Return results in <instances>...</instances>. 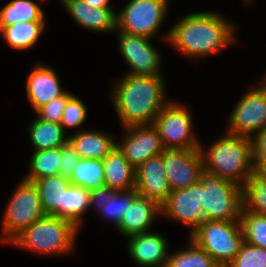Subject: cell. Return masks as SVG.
<instances>
[{
  "label": "cell",
  "instance_id": "6da1fadb",
  "mask_svg": "<svg viewBox=\"0 0 266 267\" xmlns=\"http://www.w3.org/2000/svg\"><path fill=\"white\" fill-rule=\"evenodd\" d=\"M236 26L218 12L198 11L182 16L161 39L185 57L201 59L238 43Z\"/></svg>",
  "mask_w": 266,
  "mask_h": 267
},
{
  "label": "cell",
  "instance_id": "7a4b0ae2",
  "mask_svg": "<svg viewBox=\"0 0 266 267\" xmlns=\"http://www.w3.org/2000/svg\"><path fill=\"white\" fill-rule=\"evenodd\" d=\"M110 99L122 128L133 125H153L167 99L164 77L125 74L113 79ZM167 99V100H166Z\"/></svg>",
  "mask_w": 266,
  "mask_h": 267
},
{
  "label": "cell",
  "instance_id": "3957f363",
  "mask_svg": "<svg viewBox=\"0 0 266 267\" xmlns=\"http://www.w3.org/2000/svg\"><path fill=\"white\" fill-rule=\"evenodd\" d=\"M204 170L244 187L255 171L251 137L227 133L212 145L201 143Z\"/></svg>",
  "mask_w": 266,
  "mask_h": 267
},
{
  "label": "cell",
  "instance_id": "277c9868",
  "mask_svg": "<svg viewBox=\"0 0 266 267\" xmlns=\"http://www.w3.org/2000/svg\"><path fill=\"white\" fill-rule=\"evenodd\" d=\"M79 230L70 221L45 215L33 222L10 244L44 256L68 254L74 249Z\"/></svg>",
  "mask_w": 266,
  "mask_h": 267
},
{
  "label": "cell",
  "instance_id": "5b68a950",
  "mask_svg": "<svg viewBox=\"0 0 266 267\" xmlns=\"http://www.w3.org/2000/svg\"><path fill=\"white\" fill-rule=\"evenodd\" d=\"M202 212L205 220L240 221L244 207L243 188L203 170Z\"/></svg>",
  "mask_w": 266,
  "mask_h": 267
},
{
  "label": "cell",
  "instance_id": "8992f818",
  "mask_svg": "<svg viewBox=\"0 0 266 267\" xmlns=\"http://www.w3.org/2000/svg\"><path fill=\"white\" fill-rule=\"evenodd\" d=\"M189 237L220 267H227L233 261L244 242L240 221L205 220Z\"/></svg>",
  "mask_w": 266,
  "mask_h": 267
},
{
  "label": "cell",
  "instance_id": "52a82bcc",
  "mask_svg": "<svg viewBox=\"0 0 266 267\" xmlns=\"http://www.w3.org/2000/svg\"><path fill=\"white\" fill-rule=\"evenodd\" d=\"M45 215L36 185L22 179L5 208L0 243L9 245L33 222Z\"/></svg>",
  "mask_w": 266,
  "mask_h": 267
},
{
  "label": "cell",
  "instance_id": "ba28073f",
  "mask_svg": "<svg viewBox=\"0 0 266 267\" xmlns=\"http://www.w3.org/2000/svg\"><path fill=\"white\" fill-rule=\"evenodd\" d=\"M169 4L170 0H130L116 12V31L153 39L165 22Z\"/></svg>",
  "mask_w": 266,
  "mask_h": 267
},
{
  "label": "cell",
  "instance_id": "9c48e42d",
  "mask_svg": "<svg viewBox=\"0 0 266 267\" xmlns=\"http://www.w3.org/2000/svg\"><path fill=\"white\" fill-rule=\"evenodd\" d=\"M153 126L165 149H200L191 112L184 104L170 100L154 119Z\"/></svg>",
  "mask_w": 266,
  "mask_h": 267
},
{
  "label": "cell",
  "instance_id": "30bf717a",
  "mask_svg": "<svg viewBox=\"0 0 266 267\" xmlns=\"http://www.w3.org/2000/svg\"><path fill=\"white\" fill-rule=\"evenodd\" d=\"M237 102L229 115L227 133L252 138L266 128V85L260 82Z\"/></svg>",
  "mask_w": 266,
  "mask_h": 267
},
{
  "label": "cell",
  "instance_id": "8fae6325",
  "mask_svg": "<svg viewBox=\"0 0 266 267\" xmlns=\"http://www.w3.org/2000/svg\"><path fill=\"white\" fill-rule=\"evenodd\" d=\"M115 33L118 34V51L130 67L127 74L164 77L160 71L161 55L151 43L152 39L125 32Z\"/></svg>",
  "mask_w": 266,
  "mask_h": 267
},
{
  "label": "cell",
  "instance_id": "7c38bea8",
  "mask_svg": "<svg viewBox=\"0 0 266 267\" xmlns=\"http://www.w3.org/2000/svg\"><path fill=\"white\" fill-rule=\"evenodd\" d=\"M202 181L185 189L171 191L168 199L161 205V216L177 223H183L191 234L203 221Z\"/></svg>",
  "mask_w": 266,
  "mask_h": 267
},
{
  "label": "cell",
  "instance_id": "4fadbf2b",
  "mask_svg": "<svg viewBox=\"0 0 266 267\" xmlns=\"http://www.w3.org/2000/svg\"><path fill=\"white\" fill-rule=\"evenodd\" d=\"M121 142L116 147L136 169L150 157L162 154L165 150L157 129L153 125H133L122 129Z\"/></svg>",
  "mask_w": 266,
  "mask_h": 267
},
{
  "label": "cell",
  "instance_id": "5bb4252c",
  "mask_svg": "<svg viewBox=\"0 0 266 267\" xmlns=\"http://www.w3.org/2000/svg\"><path fill=\"white\" fill-rule=\"evenodd\" d=\"M163 163L171 191L197 183L204 170L200 149H165Z\"/></svg>",
  "mask_w": 266,
  "mask_h": 267
},
{
  "label": "cell",
  "instance_id": "9a60e30c",
  "mask_svg": "<svg viewBox=\"0 0 266 267\" xmlns=\"http://www.w3.org/2000/svg\"><path fill=\"white\" fill-rule=\"evenodd\" d=\"M135 173L137 193L155 200L161 206L171 193L163 163V153L147 159L135 169Z\"/></svg>",
  "mask_w": 266,
  "mask_h": 267
},
{
  "label": "cell",
  "instance_id": "2e32d148",
  "mask_svg": "<svg viewBox=\"0 0 266 267\" xmlns=\"http://www.w3.org/2000/svg\"><path fill=\"white\" fill-rule=\"evenodd\" d=\"M127 239L129 256L138 266L166 267L170 244L165 236L152 230Z\"/></svg>",
  "mask_w": 266,
  "mask_h": 267
},
{
  "label": "cell",
  "instance_id": "e0dca14e",
  "mask_svg": "<svg viewBox=\"0 0 266 267\" xmlns=\"http://www.w3.org/2000/svg\"><path fill=\"white\" fill-rule=\"evenodd\" d=\"M59 78L56 70L47 64L37 63L29 71L25 87L30 106L34 111L66 91L62 88Z\"/></svg>",
  "mask_w": 266,
  "mask_h": 267
},
{
  "label": "cell",
  "instance_id": "ac0fdd59",
  "mask_svg": "<svg viewBox=\"0 0 266 267\" xmlns=\"http://www.w3.org/2000/svg\"><path fill=\"white\" fill-rule=\"evenodd\" d=\"M74 22L95 33L116 32V11L113 8H97L83 0H61Z\"/></svg>",
  "mask_w": 266,
  "mask_h": 267
},
{
  "label": "cell",
  "instance_id": "d6986e66",
  "mask_svg": "<svg viewBox=\"0 0 266 267\" xmlns=\"http://www.w3.org/2000/svg\"><path fill=\"white\" fill-rule=\"evenodd\" d=\"M157 216H161V206L155 200L138 195L115 229L127 238L150 232Z\"/></svg>",
  "mask_w": 266,
  "mask_h": 267
},
{
  "label": "cell",
  "instance_id": "ffe728a7",
  "mask_svg": "<svg viewBox=\"0 0 266 267\" xmlns=\"http://www.w3.org/2000/svg\"><path fill=\"white\" fill-rule=\"evenodd\" d=\"M68 142L81 158L103 160L115 147L116 140L99 130H78L69 135Z\"/></svg>",
  "mask_w": 266,
  "mask_h": 267
},
{
  "label": "cell",
  "instance_id": "44dd1931",
  "mask_svg": "<svg viewBox=\"0 0 266 267\" xmlns=\"http://www.w3.org/2000/svg\"><path fill=\"white\" fill-rule=\"evenodd\" d=\"M102 162L105 185L117 191L135 189V168L128 162L117 147L105 156Z\"/></svg>",
  "mask_w": 266,
  "mask_h": 267
},
{
  "label": "cell",
  "instance_id": "7402d4cb",
  "mask_svg": "<svg viewBox=\"0 0 266 267\" xmlns=\"http://www.w3.org/2000/svg\"><path fill=\"white\" fill-rule=\"evenodd\" d=\"M34 184L44 213L63 219V191L71 184L69 178L57 174L40 178Z\"/></svg>",
  "mask_w": 266,
  "mask_h": 267
},
{
  "label": "cell",
  "instance_id": "603a6c76",
  "mask_svg": "<svg viewBox=\"0 0 266 267\" xmlns=\"http://www.w3.org/2000/svg\"><path fill=\"white\" fill-rule=\"evenodd\" d=\"M29 140L34 151L59 148L68 143L69 135L61 124L40 120L37 117L28 126Z\"/></svg>",
  "mask_w": 266,
  "mask_h": 267
},
{
  "label": "cell",
  "instance_id": "cb8c5ba5",
  "mask_svg": "<svg viewBox=\"0 0 266 267\" xmlns=\"http://www.w3.org/2000/svg\"><path fill=\"white\" fill-rule=\"evenodd\" d=\"M46 26V22H20L10 26H0V34L7 45L22 51L34 47Z\"/></svg>",
  "mask_w": 266,
  "mask_h": 267
},
{
  "label": "cell",
  "instance_id": "d4e9b609",
  "mask_svg": "<svg viewBox=\"0 0 266 267\" xmlns=\"http://www.w3.org/2000/svg\"><path fill=\"white\" fill-rule=\"evenodd\" d=\"M20 22H46L45 13L33 0H12L0 9V26Z\"/></svg>",
  "mask_w": 266,
  "mask_h": 267
},
{
  "label": "cell",
  "instance_id": "484cf974",
  "mask_svg": "<svg viewBox=\"0 0 266 267\" xmlns=\"http://www.w3.org/2000/svg\"><path fill=\"white\" fill-rule=\"evenodd\" d=\"M90 190L70 184L63 191V219L73 223L81 229L83 215L90 209Z\"/></svg>",
  "mask_w": 266,
  "mask_h": 267
},
{
  "label": "cell",
  "instance_id": "4316f807",
  "mask_svg": "<svg viewBox=\"0 0 266 267\" xmlns=\"http://www.w3.org/2000/svg\"><path fill=\"white\" fill-rule=\"evenodd\" d=\"M28 174L24 179L34 182L46 176L60 173L61 147L47 150L34 151L30 160Z\"/></svg>",
  "mask_w": 266,
  "mask_h": 267
},
{
  "label": "cell",
  "instance_id": "83f0119b",
  "mask_svg": "<svg viewBox=\"0 0 266 267\" xmlns=\"http://www.w3.org/2000/svg\"><path fill=\"white\" fill-rule=\"evenodd\" d=\"M69 180L72 185L89 190L105 185L102 160L81 158Z\"/></svg>",
  "mask_w": 266,
  "mask_h": 267
},
{
  "label": "cell",
  "instance_id": "f1b7e54d",
  "mask_svg": "<svg viewBox=\"0 0 266 267\" xmlns=\"http://www.w3.org/2000/svg\"><path fill=\"white\" fill-rule=\"evenodd\" d=\"M244 208L266 216V174L254 171L243 187Z\"/></svg>",
  "mask_w": 266,
  "mask_h": 267
},
{
  "label": "cell",
  "instance_id": "f546056e",
  "mask_svg": "<svg viewBox=\"0 0 266 267\" xmlns=\"http://www.w3.org/2000/svg\"><path fill=\"white\" fill-rule=\"evenodd\" d=\"M189 247L169 253L166 267H220L214 259L191 239Z\"/></svg>",
  "mask_w": 266,
  "mask_h": 267
},
{
  "label": "cell",
  "instance_id": "4dcf8cb0",
  "mask_svg": "<svg viewBox=\"0 0 266 267\" xmlns=\"http://www.w3.org/2000/svg\"><path fill=\"white\" fill-rule=\"evenodd\" d=\"M240 223L244 242L266 248V216L252 213L243 207Z\"/></svg>",
  "mask_w": 266,
  "mask_h": 267
},
{
  "label": "cell",
  "instance_id": "1f68e13d",
  "mask_svg": "<svg viewBox=\"0 0 266 267\" xmlns=\"http://www.w3.org/2000/svg\"><path fill=\"white\" fill-rule=\"evenodd\" d=\"M138 195L135 189L117 191L111 199L105 200L106 204L99 211V214L101 213L100 216L105 220H111L116 228L127 209L131 206L132 201Z\"/></svg>",
  "mask_w": 266,
  "mask_h": 267
},
{
  "label": "cell",
  "instance_id": "d6a6232c",
  "mask_svg": "<svg viewBox=\"0 0 266 267\" xmlns=\"http://www.w3.org/2000/svg\"><path fill=\"white\" fill-rule=\"evenodd\" d=\"M88 110L85 103L76 96L72 95L66 102L60 124L66 129H74L83 126Z\"/></svg>",
  "mask_w": 266,
  "mask_h": 267
},
{
  "label": "cell",
  "instance_id": "836d02e7",
  "mask_svg": "<svg viewBox=\"0 0 266 267\" xmlns=\"http://www.w3.org/2000/svg\"><path fill=\"white\" fill-rule=\"evenodd\" d=\"M227 267H266V248L243 242L238 254Z\"/></svg>",
  "mask_w": 266,
  "mask_h": 267
},
{
  "label": "cell",
  "instance_id": "e575fe53",
  "mask_svg": "<svg viewBox=\"0 0 266 267\" xmlns=\"http://www.w3.org/2000/svg\"><path fill=\"white\" fill-rule=\"evenodd\" d=\"M72 95V92L70 93V91H65L61 96L55 98L49 103H46L45 105H42L35 111L37 118L60 124L66 102Z\"/></svg>",
  "mask_w": 266,
  "mask_h": 267
},
{
  "label": "cell",
  "instance_id": "d590c367",
  "mask_svg": "<svg viewBox=\"0 0 266 267\" xmlns=\"http://www.w3.org/2000/svg\"><path fill=\"white\" fill-rule=\"evenodd\" d=\"M253 160L256 172L266 174V128L252 137Z\"/></svg>",
  "mask_w": 266,
  "mask_h": 267
},
{
  "label": "cell",
  "instance_id": "8d00e7d4",
  "mask_svg": "<svg viewBox=\"0 0 266 267\" xmlns=\"http://www.w3.org/2000/svg\"><path fill=\"white\" fill-rule=\"evenodd\" d=\"M81 157L68 142L61 147L60 173L62 176L70 178Z\"/></svg>",
  "mask_w": 266,
  "mask_h": 267
},
{
  "label": "cell",
  "instance_id": "74e56055",
  "mask_svg": "<svg viewBox=\"0 0 266 267\" xmlns=\"http://www.w3.org/2000/svg\"><path fill=\"white\" fill-rule=\"evenodd\" d=\"M116 192L117 190L111 189L107 185L91 189L90 208L94 206L98 211H100L106 204L105 200L111 199Z\"/></svg>",
  "mask_w": 266,
  "mask_h": 267
},
{
  "label": "cell",
  "instance_id": "f35d334b",
  "mask_svg": "<svg viewBox=\"0 0 266 267\" xmlns=\"http://www.w3.org/2000/svg\"><path fill=\"white\" fill-rule=\"evenodd\" d=\"M86 4L97 8H112L110 6L111 0H83Z\"/></svg>",
  "mask_w": 266,
  "mask_h": 267
},
{
  "label": "cell",
  "instance_id": "ab89813d",
  "mask_svg": "<svg viewBox=\"0 0 266 267\" xmlns=\"http://www.w3.org/2000/svg\"><path fill=\"white\" fill-rule=\"evenodd\" d=\"M250 1H251V0H244V3H245V4H247V3L249 4Z\"/></svg>",
  "mask_w": 266,
  "mask_h": 267
}]
</instances>
